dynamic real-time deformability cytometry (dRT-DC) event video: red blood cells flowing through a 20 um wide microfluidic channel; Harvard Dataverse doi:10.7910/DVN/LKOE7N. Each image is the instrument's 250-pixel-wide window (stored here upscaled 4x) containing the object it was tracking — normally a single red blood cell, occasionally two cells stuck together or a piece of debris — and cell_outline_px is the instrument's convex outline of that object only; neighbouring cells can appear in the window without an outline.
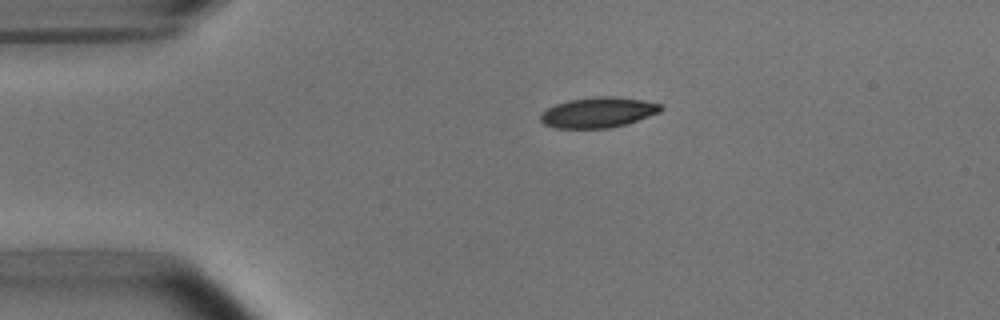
{"species": "common noctule bat (a hibernating species)", "species_latin": "Nyctalus noctula", "temperature_condition": "room temperature", "stored_images_in_passage": 43, "camera_frame_rate_fps": 3000, "um_per_image_px": 0.085, "animal": {"sex": "male", "body_mass_g": 15.6}, "frame": {"image": 1, "passage_image": 1, "time_ms": 0.0, "image_size_px": [1000, 320], "cell_outline_px": [[664, 108], [660, 112], [628, 124], [608, 128], [556, 128], [544, 124], [540, 120], [540, 116], [548, 108], [556, 104], [568, 100], [600, 96], [612, 96], [644, 100], [660, 104]], "centroid_in_image_um": [50.88, 9.56], "position_along_channel_um": 34.1, "area_um2": 21.27}}
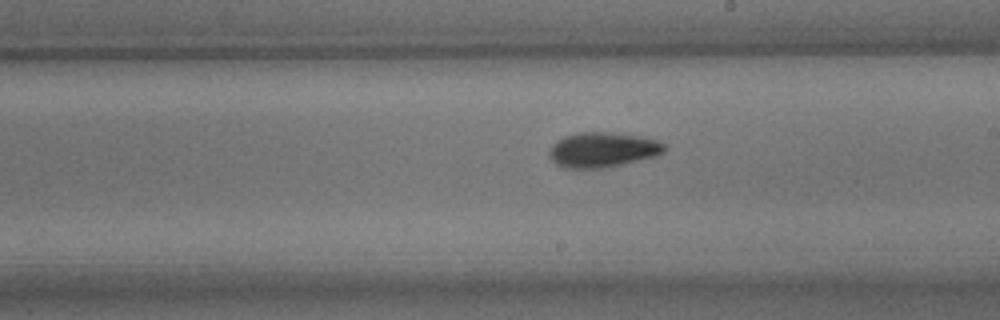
{"frame": {"image": 2, "passage_image": 20, "time_ms": 6.333, "image_size_px": [1000, 320], "cell_outline_px": [[664, 152], [656, 156], [604, 168], [564, 168], [556, 164], [548, 156], [548, 152], [552, 144], [564, 136], [576, 132], [612, 132], [636, 136], [656, 140], [664, 144]], "centroid_in_image_um": [51.17, 12.73], "position_along_channel_um": 237.8, "area_um2": 23.41}}
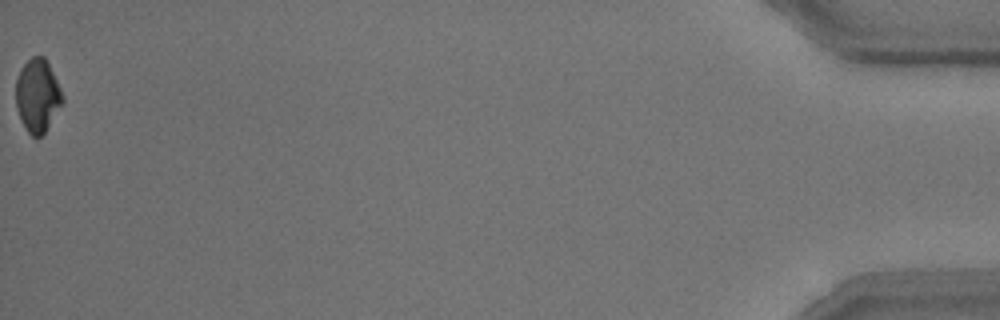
{"frame": {"image": 3, "passage_image": 43, "time_ms": 14.0, "image_size_px": [1000, 320], "cell_outline_px": [[64, 100], [44, 132], [36, 140], [28, 132], [16, 108], [16, 80], [20, 68], [32, 56], [44, 56], [64, 96]], "centroid_in_image_um": [3.18, 8.11], "position_along_channel_um": 432.0, "area_um2": 19.54}, "authors_computed_cell_mechanics": {"area_um2": 21.9062, "velocity_mm_per_s": 3.7937, "shape_relaxation_time_tau1_ms": 3.8745, "shape_relaxation_time_tau2_ms": 4.462, "deformation_change_tau1": 0.1304, "deformation_change_tau2": 0.0917}}